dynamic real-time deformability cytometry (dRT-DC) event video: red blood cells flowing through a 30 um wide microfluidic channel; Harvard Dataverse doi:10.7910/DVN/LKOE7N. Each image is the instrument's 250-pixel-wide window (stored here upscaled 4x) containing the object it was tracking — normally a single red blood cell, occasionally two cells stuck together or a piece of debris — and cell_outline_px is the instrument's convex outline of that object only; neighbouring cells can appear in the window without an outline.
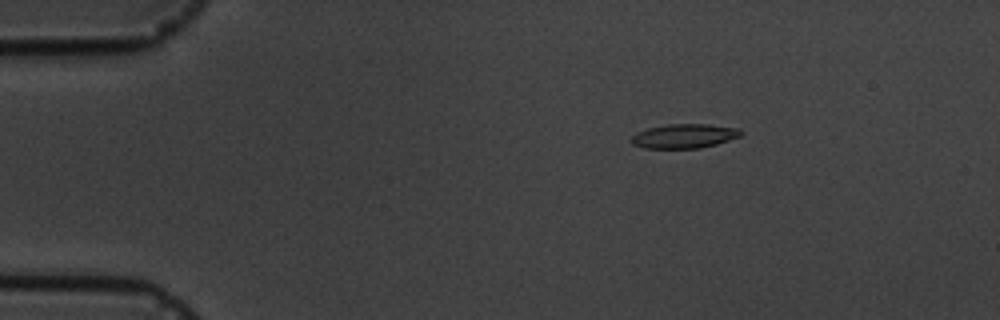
{"species": "common noctule bat (a hibernating species)", "species_latin": "Nyctalus noctula", "temperature_condition": "cold", "stored_images_in_passage": 4, "camera_frame_rate_fps": 3000, "um_per_image_px": 0.085, "animal": {"sex": "male", "body_mass_g": 19.5, "forearm_length_mm": 54.6}, "frame": {"image": 1, "passage_image": 3, "time_ms": 2.333, "image_size_px": [1000, 320], "cell_outline_px": [[744, 132], [740, 136], [716, 144], [700, 148], [644, 148], [632, 144], [632, 136], [636, 132], [648, 128], [668, 124], [708, 124], [740, 128]], "centroid_in_image_um": [58.18, 11.56], "position_along_channel_um": 26.8, "area_um2": 15.49}}